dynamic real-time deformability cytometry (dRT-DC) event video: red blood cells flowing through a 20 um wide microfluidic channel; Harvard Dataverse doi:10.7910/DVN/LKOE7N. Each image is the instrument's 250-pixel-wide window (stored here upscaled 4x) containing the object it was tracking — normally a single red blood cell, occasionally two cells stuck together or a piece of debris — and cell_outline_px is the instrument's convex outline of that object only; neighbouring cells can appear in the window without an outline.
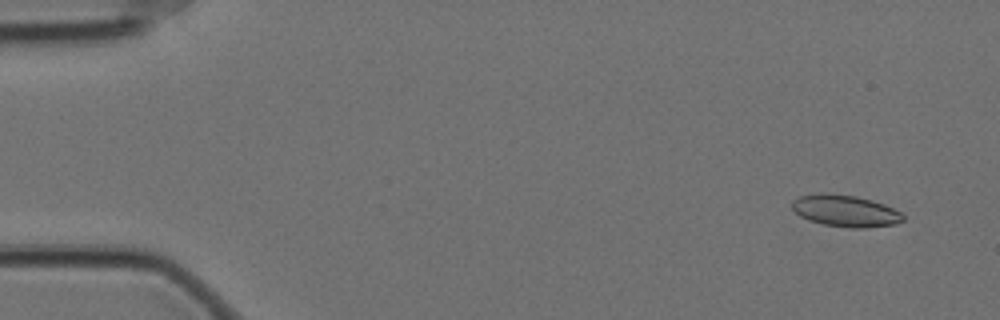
{"species": "Egyptian fruit bat (a non-hibernating species)", "species_latin": "Rousettus aegyptiacus", "temperature_condition": "cold", "stored_images_in_passage": 59, "segment_of_instrument_passage": [1, 2], "camera_frame_rate_fps": 3000, "um_per_image_px": 0.085, "animal": {"sex": "female"}, "frame": {"image": 1, "passage_image": 4, "time_ms": 1.0, "image_size_px": [1000, 320], "cell_outline_px": [[904, 220], [896, 224], [864, 228], [852, 228], [824, 224], [808, 220], [800, 216], [792, 208], [792, 200], [800, 196], [820, 192], [824, 192], [856, 196], [872, 200], [884, 204], [900, 212], [904, 216]], "centroid_in_image_um": [71.85, 17.91], "position_along_channel_um": 13.2, "area_um2": 20.58}}
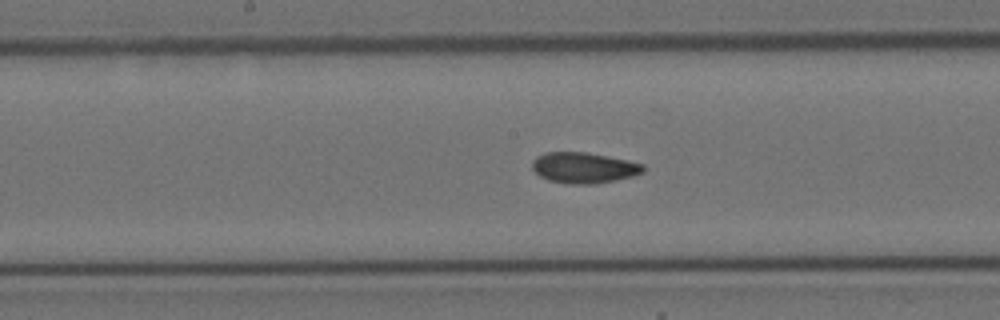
{"frame": {"image": 2, "passage_image": 30, "time_ms": 9.667, "image_size_px": [1000, 320], "cell_outline_px": [[644, 172], [632, 176], [616, 180], [592, 184], [572, 184], [548, 180], [540, 176], [532, 168], [532, 160], [536, 156], [544, 152], [588, 152], [628, 160], [644, 164]], "centroid_in_image_um": [49.62, 14.25], "position_along_channel_um": 198.6, "area_um2": 20.0}}
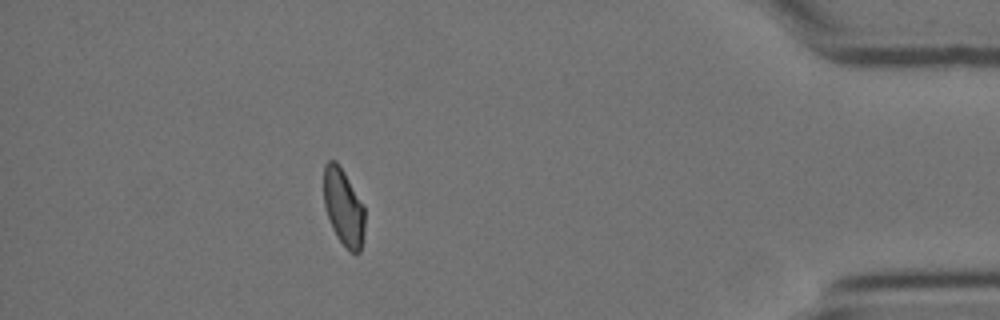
{"frame": {"image": 3, "passage_image": 52, "time_ms": 17.0, "image_size_px": [1000, 320], "cell_outline_px": [[364, 232], [360, 252], [356, 256], [336, 236], [332, 228], [324, 208], [324, 164], [328, 160], [336, 160], [340, 164], [364, 204]], "centroid_in_image_um": [29.2, 17.58], "position_along_channel_um": 406.0, "area_um2": 18.67}}